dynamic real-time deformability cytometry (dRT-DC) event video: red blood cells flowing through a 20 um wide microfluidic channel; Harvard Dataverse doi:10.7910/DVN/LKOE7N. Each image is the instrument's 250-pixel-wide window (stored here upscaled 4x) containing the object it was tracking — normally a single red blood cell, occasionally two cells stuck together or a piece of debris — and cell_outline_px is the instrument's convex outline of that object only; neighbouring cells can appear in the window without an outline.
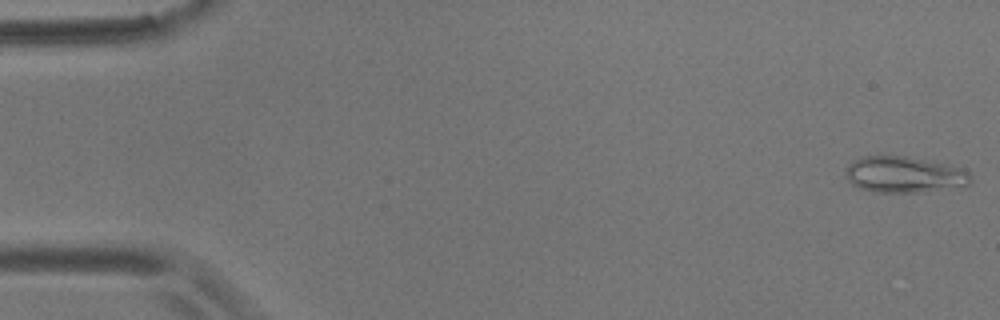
{"species": "common noctule bat (a hibernating species)", "species_latin": "Nyctalus noctula", "temperature_condition": "room temperature", "stored_images_in_passage": 55, "camera_frame_rate_fps": 3000, "um_per_image_px": 0.085, "animal": {"sex": "male", "body_mass_g": 17.9}, "frame": {"image": 1, "passage_image": 1, "time_ms": 0.0, "image_size_px": [1000, 320], "cell_outline_px": [[972, 180], [968, 184], [924, 192], [872, 192], [860, 188], [852, 184], [848, 180], [844, 172], [844, 168], [848, 164], [860, 156], [904, 156], [964, 168], [972, 176]], "centroid_in_image_um": [76.8, 14.84], "position_along_channel_um": 8.2, "area_um2": 26.3}}
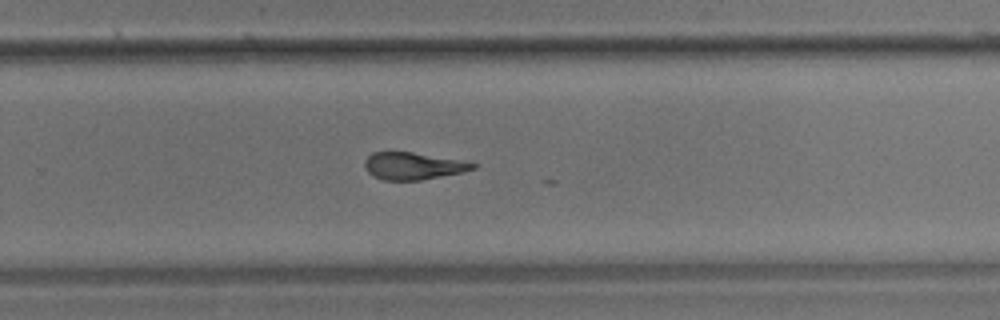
{"frame": {"image": 2, "passage_image": 36, "time_ms": 11.667, "image_size_px": [1000, 320], "cell_outline_px": [[476, 168], [460, 172], [420, 180], [384, 180], [372, 176], [364, 168], [364, 160], [372, 152], [412, 152], [456, 160], [476, 164]], "centroid_in_image_um": [35.0, 14.11], "position_along_channel_um": 294.8, "area_um2": 16.76}}
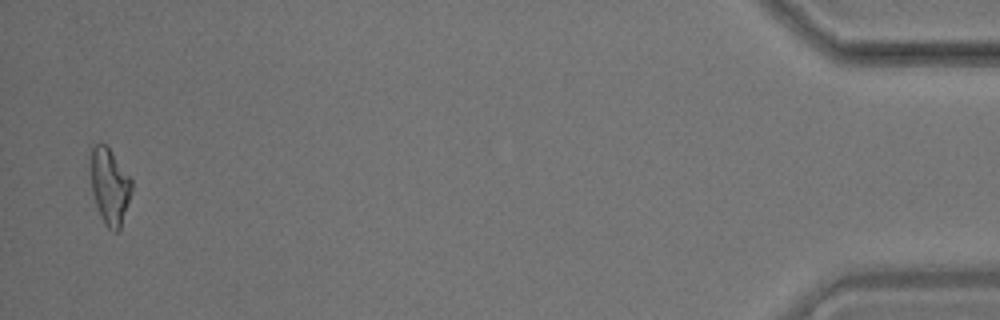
{"frame": {"image": 3, "passage_image": 54, "time_ms": 17.667, "image_size_px": [1000, 320], "cell_outline_px": [[132, 188], [120, 228], [116, 232], [112, 232], [104, 224], [100, 216], [92, 192], [92, 148], [96, 144], [108, 144], [132, 180]], "centroid_in_image_um": [9.34, 15.83], "position_along_channel_um": 425.9, "area_um2": 17.92}}